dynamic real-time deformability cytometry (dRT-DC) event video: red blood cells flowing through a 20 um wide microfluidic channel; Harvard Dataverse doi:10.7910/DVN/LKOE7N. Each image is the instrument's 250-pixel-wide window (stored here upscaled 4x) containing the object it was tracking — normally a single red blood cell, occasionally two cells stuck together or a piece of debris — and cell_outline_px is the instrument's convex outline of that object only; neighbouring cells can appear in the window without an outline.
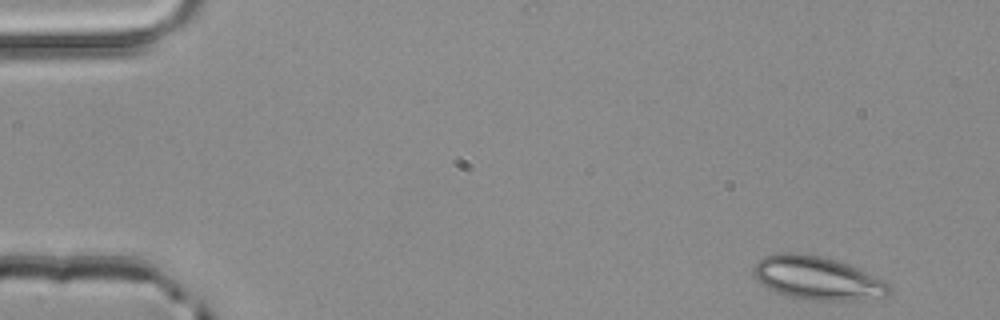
{"species": "common noctule bat (a hibernating species)", "species_latin": "Nyctalus noctula", "temperature_condition": "room temperature", "stored_images_in_passage": 4, "camera_frame_rate_fps": 3000, "um_per_image_px": 0.085, "animal": {"sex": "male", "body_mass_g": 20.4}, "frame": {"image": 1, "passage_image": 1, "time_ms": 0.0, "image_size_px": [1000, 320], "cell_outline_px": [[892, 288], [888, 296], [852, 300], [812, 300], [788, 296], [776, 292], [760, 284], [752, 272], [752, 268], [764, 256], [780, 252], [796, 252], [820, 256], [836, 260], [888, 280]], "centroid_in_image_um": [69.5, 23.63], "position_along_channel_um": 15.5, "area_um2": 34.45}}